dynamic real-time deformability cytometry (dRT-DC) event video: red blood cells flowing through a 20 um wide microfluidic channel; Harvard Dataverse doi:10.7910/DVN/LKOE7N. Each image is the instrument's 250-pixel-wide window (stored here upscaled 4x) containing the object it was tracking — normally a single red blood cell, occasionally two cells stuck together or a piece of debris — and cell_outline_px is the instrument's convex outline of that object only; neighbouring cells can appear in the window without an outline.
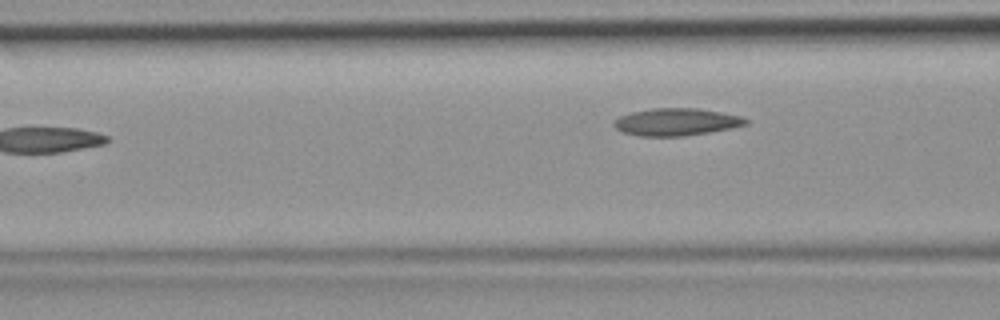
{"species": "common noctule bat (a hibernating species)", "species_latin": "Nyctalus noctula", "temperature_condition": "room temperature", "stored_images_in_passage": 3, "camera_frame_rate_fps": 3000, "um_per_image_px": 0.085, "animal": {"sex": "female", "body_mass_g": 19.9}, "frame": {"image": 1, "passage_image": 3, "time_ms": 0.667, "image_size_px": [1000, 320], "cell_outline_px": [[752, 120], [748, 124], [732, 128], [684, 136], [640, 136], [624, 132], [616, 128], [612, 124], [620, 116], [632, 112], [652, 108], [696, 108], [720, 112], [740, 116]], "centroid_in_image_um": [57.52, 10.36], "position_along_channel_um": 109.1, "area_um2": 20.92}}